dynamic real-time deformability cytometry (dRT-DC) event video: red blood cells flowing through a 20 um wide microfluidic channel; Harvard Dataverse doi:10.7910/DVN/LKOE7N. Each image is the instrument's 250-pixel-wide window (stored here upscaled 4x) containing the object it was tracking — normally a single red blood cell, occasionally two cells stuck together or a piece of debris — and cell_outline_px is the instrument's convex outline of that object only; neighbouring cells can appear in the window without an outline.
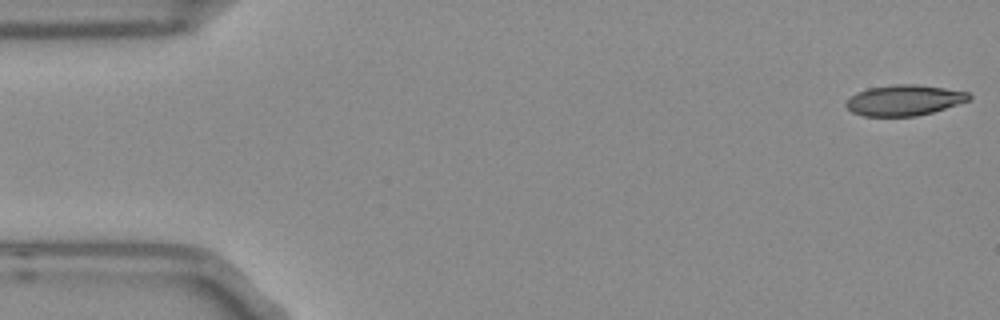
{"species": "Egyptian fruit bat (a non-hibernating species)", "species_latin": "Rousettus aegyptiacus", "temperature_condition": "room temperature", "stored_images_in_passage": 50, "camera_frame_rate_fps": 3000, "um_per_image_px": 0.085, "frame": {"image": 1, "passage_image": 1, "time_ms": 0.0, "image_size_px": [1000, 320], "cell_outline_px": [[972, 100], [932, 112], [916, 116], [864, 116], [852, 112], [844, 104], [856, 92], [868, 88], [892, 84], [916, 84], [944, 88], [968, 92], [972, 96]], "centroid_in_image_um": [76.87, 8.51], "position_along_channel_um": 8.1, "area_um2": 22.02}}
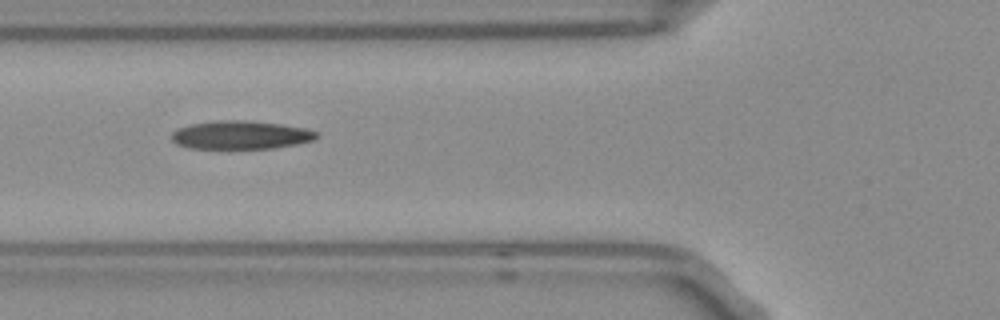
{"frame": {"image": 2, "passage_image": 19, "time_ms": 6.0, "image_size_px": [1000, 320], "cell_outline_px": [[320, 136], [312, 140], [296, 144], [272, 148], [188, 148], [176, 144], [172, 140], [172, 132], [176, 128], [192, 124], [216, 120], [244, 120], [280, 124], [304, 128], [320, 132]], "centroid_in_image_um": [20.45, 11.47], "position_along_channel_um": 105.3, "area_um2": 23.93}}
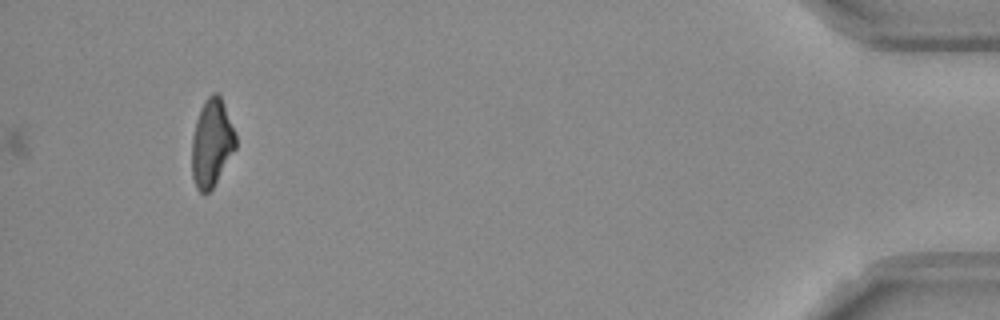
{"frame": {"image": 3, "passage_image": 50, "time_ms": 16.333, "image_size_px": [1000, 320], "cell_outline_px": [[236, 148], [212, 188], [208, 192], [200, 192], [196, 188], [192, 176], [192, 136], [196, 120], [200, 108], [204, 100], [212, 92], [216, 92], [220, 96], [224, 104], [236, 132]], "centroid_in_image_um": [17.99, 12.12], "position_along_channel_um": 417.2, "area_um2": 22.43}}